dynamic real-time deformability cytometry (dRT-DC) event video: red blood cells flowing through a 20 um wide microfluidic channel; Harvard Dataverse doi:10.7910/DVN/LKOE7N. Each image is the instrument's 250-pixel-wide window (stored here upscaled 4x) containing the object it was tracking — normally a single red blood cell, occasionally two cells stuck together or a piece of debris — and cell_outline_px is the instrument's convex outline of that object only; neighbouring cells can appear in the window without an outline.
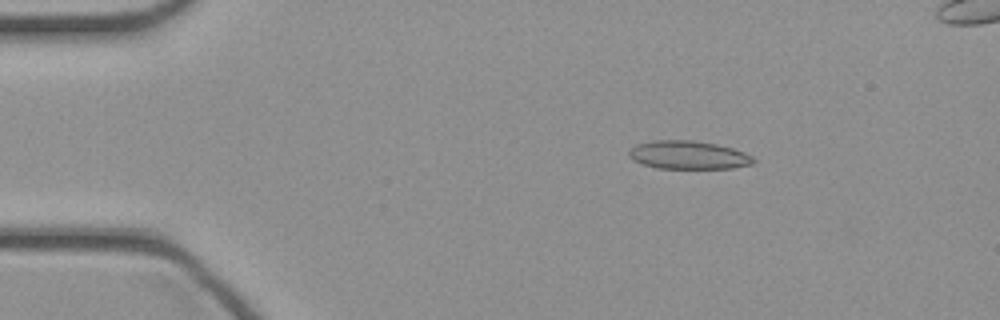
{"species": "common noctule bat (a hibernating species)", "species_latin": "Nyctalus noctula", "temperature_condition": "cold", "stored_images_in_passage": 40, "camera_frame_rate_fps": 3000, "um_per_image_px": 0.085, "animal": {"sex": "female", "body_mass_g": 21.9}, "frame": {"image": 1, "passage_image": 1, "time_ms": 0.0, "image_size_px": [1000, 320], "cell_outline_px": [[756, 160], [752, 164], [732, 168], [656, 168], [632, 160], [628, 156], [628, 152], [636, 144], [652, 140], [696, 140], [716, 144], [732, 148], [744, 152], [752, 156]], "centroid_in_image_um": [58.5, 13.17], "position_along_channel_um": 26.5, "area_um2": 20.58}}
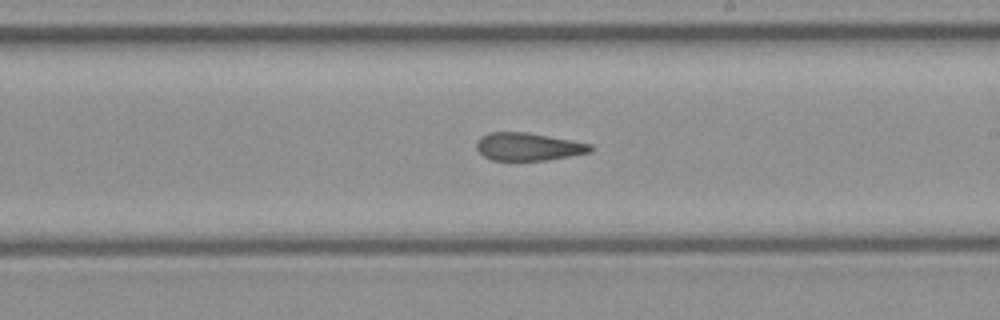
{"frame": {"image": 2, "passage_image": 20, "time_ms": 6.333, "image_size_px": [1000, 320], "cell_outline_px": [[592, 148], [588, 152], [548, 160], [492, 160], [484, 156], [476, 148], [476, 140], [480, 136], [488, 132], [528, 132], [572, 140], [592, 144]], "centroid_in_image_um": [44.85, 12.45], "position_along_channel_um": 244.1, "area_um2": 18.44}}
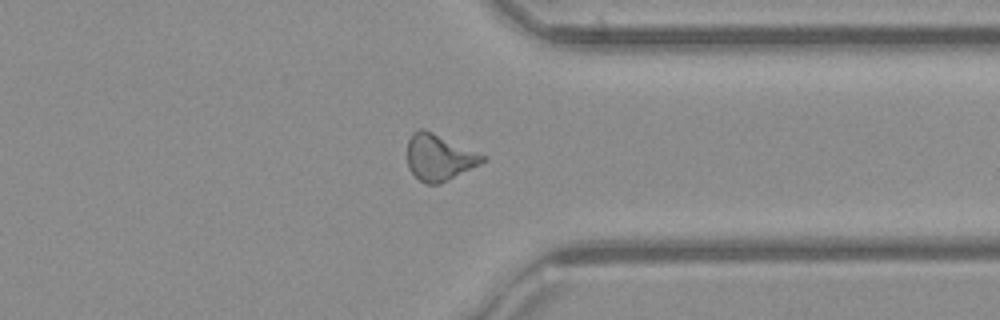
{"frame": {"image": 3, "passage_image": 29, "time_ms": 9.333, "image_size_px": [1000, 320], "cell_outline_px": [[488, 156], [480, 164], [440, 184], [428, 184], [420, 180], [408, 168], [408, 140], [412, 132], [420, 128], [424, 128]], "centroid_in_image_um": [37.33, 13.36], "position_along_channel_um": 374.1, "area_um2": 20.29}}